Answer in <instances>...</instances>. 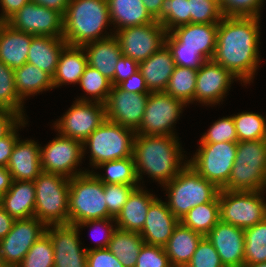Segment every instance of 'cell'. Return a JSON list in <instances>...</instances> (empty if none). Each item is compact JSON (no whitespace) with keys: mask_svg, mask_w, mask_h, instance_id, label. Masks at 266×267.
<instances>
[{"mask_svg":"<svg viewBox=\"0 0 266 267\" xmlns=\"http://www.w3.org/2000/svg\"><path fill=\"white\" fill-rule=\"evenodd\" d=\"M259 17H225L218 24L213 61L245 84L253 82L259 69Z\"/></svg>","mask_w":266,"mask_h":267,"instance_id":"cell-1","label":"cell"},{"mask_svg":"<svg viewBox=\"0 0 266 267\" xmlns=\"http://www.w3.org/2000/svg\"><path fill=\"white\" fill-rule=\"evenodd\" d=\"M183 152L177 136L135 135L133 158L139 184L144 173L161 187L171 181L188 164L183 162Z\"/></svg>","mask_w":266,"mask_h":267,"instance_id":"cell-2","label":"cell"},{"mask_svg":"<svg viewBox=\"0 0 266 267\" xmlns=\"http://www.w3.org/2000/svg\"><path fill=\"white\" fill-rule=\"evenodd\" d=\"M112 25L107 0H70L63 17V39L71 46H84L90 42L109 38Z\"/></svg>","mask_w":266,"mask_h":267,"instance_id":"cell-3","label":"cell"},{"mask_svg":"<svg viewBox=\"0 0 266 267\" xmlns=\"http://www.w3.org/2000/svg\"><path fill=\"white\" fill-rule=\"evenodd\" d=\"M218 24L189 23L168 32L165 45L171 51L176 66L198 70L212 60L217 43Z\"/></svg>","mask_w":266,"mask_h":267,"instance_id":"cell-4","label":"cell"},{"mask_svg":"<svg viewBox=\"0 0 266 267\" xmlns=\"http://www.w3.org/2000/svg\"><path fill=\"white\" fill-rule=\"evenodd\" d=\"M163 188L169 198L166 205L179 220L193 207L212 201L220 190L189 164Z\"/></svg>","mask_w":266,"mask_h":267,"instance_id":"cell-5","label":"cell"},{"mask_svg":"<svg viewBox=\"0 0 266 267\" xmlns=\"http://www.w3.org/2000/svg\"><path fill=\"white\" fill-rule=\"evenodd\" d=\"M229 191H261L266 189V139L239 141L229 181Z\"/></svg>","mask_w":266,"mask_h":267,"instance_id":"cell-6","label":"cell"},{"mask_svg":"<svg viewBox=\"0 0 266 267\" xmlns=\"http://www.w3.org/2000/svg\"><path fill=\"white\" fill-rule=\"evenodd\" d=\"M104 184L92 173L69 179L68 224L109 218Z\"/></svg>","mask_w":266,"mask_h":267,"instance_id":"cell-7","label":"cell"},{"mask_svg":"<svg viewBox=\"0 0 266 267\" xmlns=\"http://www.w3.org/2000/svg\"><path fill=\"white\" fill-rule=\"evenodd\" d=\"M34 217L47 225L68 224L69 178L42 171L34 180Z\"/></svg>","mask_w":266,"mask_h":267,"instance_id":"cell-8","label":"cell"},{"mask_svg":"<svg viewBox=\"0 0 266 267\" xmlns=\"http://www.w3.org/2000/svg\"><path fill=\"white\" fill-rule=\"evenodd\" d=\"M135 135L134 130L106 119L83 142V156L88 147L90 165L94 168L104 162L133 157Z\"/></svg>","mask_w":266,"mask_h":267,"instance_id":"cell-9","label":"cell"},{"mask_svg":"<svg viewBox=\"0 0 266 267\" xmlns=\"http://www.w3.org/2000/svg\"><path fill=\"white\" fill-rule=\"evenodd\" d=\"M264 190H219L220 221L241 229H247L266 218Z\"/></svg>","mask_w":266,"mask_h":267,"instance_id":"cell-10","label":"cell"},{"mask_svg":"<svg viewBox=\"0 0 266 267\" xmlns=\"http://www.w3.org/2000/svg\"><path fill=\"white\" fill-rule=\"evenodd\" d=\"M188 164L202 177L223 189L231 174L236 159L237 143L222 142L200 144Z\"/></svg>","mask_w":266,"mask_h":267,"instance_id":"cell-11","label":"cell"},{"mask_svg":"<svg viewBox=\"0 0 266 267\" xmlns=\"http://www.w3.org/2000/svg\"><path fill=\"white\" fill-rule=\"evenodd\" d=\"M184 107L187 105L182 100L165 92H150L142 122L135 134L177 136L173 129Z\"/></svg>","mask_w":266,"mask_h":267,"instance_id":"cell-12","label":"cell"},{"mask_svg":"<svg viewBox=\"0 0 266 267\" xmlns=\"http://www.w3.org/2000/svg\"><path fill=\"white\" fill-rule=\"evenodd\" d=\"M57 135L46 146L41 147L40 144L42 171L59 174L69 179L88 172L76 169L84 158L83 142L62 136L59 133Z\"/></svg>","mask_w":266,"mask_h":267,"instance_id":"cell-13","label":"cell"},{"mask_svg":"<svg viewBox=\"0 0 266 267\" xmlns=\"http://www.w3.org/2000/svg\"><path fill=\"white\" fill-rule=\"evenodd\" d=\"M105 120L104 103L75 100L53 127L62 136L84 142Z\"/></svg>","mask_w":266,"mask_h":267,"instance_id":"cell-14","label":"cell"},{"mask_svg":"<svg viewBox=\"0 0 266 267\" xmlns=\"http://www.w3.org/2000/svg\"><path fill=\"white\" fill-rule=\"evenodd\" d=\"M166 30L159 22L125 27L114 32L121 53L140 63L157 52L164 44Z\"/></svg>","mask_w":266,"mask_h":267,"instance_id":"cell-15","label":"cell"},{"mask_svg":"<svg viewBox=\"0 0 266 267\" xmlns=\"http://www.w3.org/2000/svg\"><path fill=\"white\" fill-rule=\"evenodd\" d=\"M63 17L56 10L29 1L7 20V24L34 36L63 38Z\"/></svg>","mask_w":266,"mask_h":267,"instance_id":"cell-16","label":"cell"},{"mask_svg":"<svg viewBox=\"0 0 266 267\" xmlns=\"http://www.w3.org/2000/svg\"><path fill=\"white\" fill-rule=\"evenodd\" d=\"M36 217L15 220L10 232L0 240V262L17 267L32 245L46 231Z\"/></svg>","mask_w":266,"mask_h":267,"instance_id":"cell-17","label":"cell"},{"mask_svg":"<svg viewBox=\"0 0 266 267\" xmlns=\"http://www.w3.org/2000/svg\"><path fill=\"white\" fill-rule=\"evenodd\" d=\"M80 230L71 224L47 225L54 248V267H87V250L80 246Z\"/></svg>","mask_w":266,"mask_h":267,"instance_id":"cell-18","label":"cell"},{"mask_svg":"<svg viewBox=\"0 0 266 267\" xmlns=\"http://www.w3.org/2000/svg\"><path fill=\"white\" fill-rule=\"evenodd\" d=\"M149 94H134L112 86L105 104L106 119L136 131L143 119Z\"/></svg>","mask_w":266,"mask_h":267,"instance_id":"cell-19","label":"cell"},{"mask_svg":"<svg viewBox=\"0 0 266 267\" xmlns=\"http://www.w3.org/2000/svg\"><path fill=\"white\" fill-rule=\"evenodd\" d=\"M234 79L238 80L229 70L213 60L206 61L197 70L194 102L205 106L220 104L230 89Z\"/></svg>","mask_w":266,"mask_h":267,"instance_id":"cell-20","label":"cell"},{"mask_svg":"<svg viewBox=\"0 0 266 267\" xmlns=\"http://www.w3.org/2000/svg\"><path fill=\"white\" fill-rule=\"evenodd\" d=\"M218 252L224 267L244 264V229L219 221L206 235Z\"/></svg>","mask_w":266,"mask_h":267,"instance_id":"cell-21","label":"cell"},{"mask_svg":"<svg viewBox=\"0 0 266 267\" xmlns=\"http://www.w3.org/2000/svg\"><path fill=\"white\" fill-rule=\"evenodd\" d=\"M179 222L166 202L157 197L149 206L145 224L139 234L145 244L164 247Z\"/></svg>","mask_w":266,"mask_h":267,"instance_id":"cell-22","label":"cell"},{"mask_svg":"<svg viewBox=\"0 0 266 267\" xmlns=\"http://www.w3.org/2000/svg\"><path fill=\"white\" fill-rule=\"evenodd\" d=\"M34 140L16 141L7 164L13 181H34L42 172L40 146Z\"/></svg>","mask_w":266,"mask_h":267,"instance_id":"cell-23","label":"cell"},{"mask_svg":"<svg viewBox=\"0 0 266 267\" xmlns=\"http://www.w3.org/2000/svg\"><path fill=\"white\" fill-rule=\"evenodd\" d=\"M171 51L164 44L157 52L139 63L149 92H164L175 68Z\"/></svg>","mask_w":266,"mask_h":267,"instance_id":"cell-24","label":"cell"},{"mask_svg":"<svg viewBox=\"0 0 266 267\" xmlns=\"http://www.w3.org/2000/svg\"><path fill=\"white\" fill-rule=\"evenodd\" d=\"M156 198L155 195L144 190L142 186L135 188L115 218L116 227L140 233L145 224L149 206Z\"/></svg>","mask_w":266,"mask_h":267,"instance_id":"cell-25","label":"cell"},{"mask_svg":"<svg viewBox=\"0 0 266 267\" xmlns=\"http://www.w3.org/2000/svg\"><path fill=\"white\" fill-rule=\"evenodd\" d=\"M34 35L19 31L7 23L0 31V61L13 70L27 62Z\"/></svg>","mask_w":266,"mask_h":267,"instance_id":"cell-26","label":"cell"},{"mask_svg":"<svg viewBox=\"0 0 266 267\" xmlns=\"http://www.w3.org/2000/svg\"><path fill=\"white\" fill-rule=\"evenodd\" d=\"M88 65L94 67L110 81L114 79L115 67L121 53L119 41L113 35L109 38L90 42L82 46Z\"/></svg>","mask_w":266,"mask_h":267,"instance_id":"cell-27","label":"cell"},{"mask_svg":"<svg viewBox=\"0 0 266 267\" xmlns=\"http://www.w3.org/2000/svg\"><path fill=\"white\" fill-rule=\"evenodd\" d=\"M36 192L34 181H13L0 198L3 209L15 220L34 216Z\"/></svg>","mask_w":266,"mask_h":267,"instance_id":"cell-28","label":"cell"},{"mask_svg":"<svg viewBox=\"0 0 266 267\" xmlns=\"http://www.w3.org/2000/svg\"><path fill=\"white\" fill-rule=\"evenodd\" d=\"M67 45L63 38L35 36L29 47L27 63L35 65L53 77L60 54Z\"/></svg>","mask_w":266,"mask_h":267,"instance_id":"cell-29","label":"cell"},{"mask_svg":"<svg viewBox=\"0 0 266 267\" xmlns=\"http://www.w3.org/2000/svg\"><path fill=\"white\" fill-rule=\"evenodd\" d=\"M204 236L194 232L181 222L176 226L169 241L164 246L172 267H185L197 249L200 240Z\"/></svg>","mask_w":266,"mask_h":267,"instance_id":"cell-30","label":"cell"},{"mask_svg":"<svg viewBox=\"0 0 266 267\" xmlns=\"http://www.w3.org/2000/svg\"><path fill=\"white\" fill-rule=\"evenodd\" d=\"M87 65V57L83 47L67 45L60 54L52 77L54 88L72 83L79 84Z\"/></svg>","mask_w":266,"mask_h":267,"instance_id":"cell-31","label":"cell"},{"mask_svg":"<svg viewBox=\"0 0 266 267\" xmlns=\"http://www.w3.org/2000/svg\"><path fill=\"white\" fill-rule=\"evenodd\" d=\"M110 20L115 30L155 22L142 0H107Z\"/></svg>","mask_w":266,"mask_h":267,"instance_id":"cell-32","label":"cell"},{"mask_svg":"<svg viewBox=\"0 0 266 267\" xmlns=\"http://www.w3.org/2000/svg\"><path fill=\"white\" fill-rule=\"evenodd\" d=\"M14 80L16 92L23 102L26 97L54 88L52 77L47 72L27 62L14 70Z\"/></svg>","mask_w":266,"mask_h":267,"instance_id":"cell-33","label":"cell"},{"mask_svg":"<svg viewBox=\"0 0 266 267\" xmlns=\"http://www.w3.org/2000/svg\"><path fill=\"white\" fill-rule=\"evenodd\" d=\"M144 244L139 232L126 231L116 227L112 233L108 249L123 264V267H135Z\"/></svg>","mask_w":266,"mask_h":267,"instance_id":"cell-34","label":"cell"},{"mask_svg":"<svg viewBox=\"0 0 266 267\" xmlns=\"http://www.w3.org/2000/svg\"><path fill=\"white\" fill-rule=\"evenodd\" d=\"M219 221L218 195L208 203L193 207L180 219L184 226L203 236H206Z\"/></svg>","mask_w":266,"mask_h":267,"instance_id":"cell-35","label":"cell"},{"mask_svg":"<svg viewBox=\"0 0 266 267\" xmlns=\"http://www.w3.org/2000/svg\"><path fill=\"white\" fill-rule=\"evenodd\" d=\"M102 168L105 173L97 174L92 172L103 184H127L141 186L137 177L135 162L133 157L112 160L101 163L96 169Z\"/></svg>","mask_w":266,"mask_h":267,"instance_id":"cell-36","label":"cell"},{"mask_svg":"<svg viewBox=\"0 0 266 267\" xmlns=\"http://www.w3.org/2000/svg\"><path fill=\"white\" fill-rule=\"evenodd\" d=\"M196 79V69L175 66L164 92L176 99L182 100L186 105L193 104Z\"/></svg>","mask_w":266,"mask_h":267,"instance_id":"cell-37","label":"cell"},{"mask_svg":"<svg viewBox=\"0 0 266 267\" xmlns=\"http://www.w3.org/2000/svg\"><path fill=\"white\" fill-rule=\"evenodd\" d=\"M79 85L82 90L86 92L89 96H80L78 97L79 101H94L105 103L108 95L111 91V81L103 76L98 70L94 67L87 65L85 71L83 72Z\"/></svg>","mask_w":266,"mask_h":267,"instance_id":"cell-38","label":"cell"},{"mask_svg":"<svg viewBox=\"0 0 266 267\" xmlns=\"http://www.w3.org/2000/svg\"><path fill=\"white\" fill-rule=\"evenodd\" d=\"M244 263L266 262V218L244 229Z\"/></svg>","mask_w":266,"mask_h":267,"instance_id":"cell-39","label":"cell"},{"mask_svg":"<svg viewBox=\"0 0 266 267\" xmlns=\"http://www.w3.org/2000/svg\"><path fill=\"white\" fill-rule=\"evenodd\" d=\"M232 117L238 142L266 139V118L261 114L246 111Z\"/></svg>","mask_w":266,"mask_h":267,"instance_id":"cell-40","label":"cell"},{"mask_svg":"<svg viewBox=\"0 0 266 267\" xmlns=\"http://www.w3.org/2000/svg\"><path fill=\"white\" fill-rule=\"evenodd\" d=\"M170 32L174 28L190 23V3L188 0H163L159 14L154 18Z\"/></svg>","mask_w":266,"mask_h":267,"instance_id":"cell-41","label":"cell"},{"mask_svg":"<svg viewBox=\"0 0 266 267\" xmlns=\"http://www.w3.org/2000/svg\"><path fill=\"white\" fill-rule=\"evenodd\" d=\"M23 104L15 89L14 70L0 61V108L14 111L25 119Z\"/></svg>","mask_w":266,"mask_h":267,"instance_id":"cell-42","label":"cell"},{"mask_svg":"<svg viewBox=\"0 0 266 267\" xmlns=\"http://www.w3.org/2000/svg\"><path fill=\"white\" fill-rule=\"evenodd\" d=\"M17 267H54V248L46 233L32 245Z\"/></svg>","mask_w":266,"mask_h":267,"instance_id":"cell-43","label":"cell"},{"mask_svg":"<svg viewBox=\"0 0 266 267\" xmlns=\"http://www.w3.org/2000/svg\"><path fill=\"white\" fill-rule=\"evenodd\" d=\"M199 144H212L222 142L238 143V136L232 116L216 120L205 132Z\"/></svg>","mask_w":266,"mask_h":267,"instance_id":"cell-44","label":"cell"},{"mask_svg":"<svg viewBox=\"0 0 266 267\" xmlns=\"http://www.w3.org/2000/svg\"><path fill=\"white\" fill-rule=\"evenodd\" d=\"M190 3V23L219 24L222 14L219 1L188 0Z\"/></svg>","mask_w":266,"mask_h":267,"instance_id":"cell-45","label":"cell"},{"mask_svg":"<svg viewBox=\"0 0 266 267\" xmlns=\"http://www.w3.org/2000/svg\"><path fill=\"white\" fill-rule=\"evenodd\" d=\"M264 0H219V8L225 17H259Z\"/></svg>","mask_w":266,"mask_h":267,"instance_id":"cell-46","label":"cell"},{"mask_svg":"<svg viewBox=\"0 0 266 267\" xmlns=\"http://www.w3.org/2000/svg\"><path fill=\"white\" fill-rule=\"evenodd\" d=\"M139 186L127 184H104V194L109 218H116L123 208L131 192Z\"/></svg>","mask_w":266,"mask_h":267,"instance_id":"cell-47","label":"cell"},{"mask_svg":"<svg viewBox=\"0 0 266 267\" xmlns=\"http://www.w3.org/2000/svg\"><path fill=\"white\" fill-rule=\"evenodd\" d=\"M185 267H224L218 252L204 236L195 250L191 261Z\"/></svg>","mask_w":266,"mask_h":267,"instance_id":"cell-48","label":"cell"},{"mask_svg":"<svg viewBox=\"0 0 266 267\" xmlns=\"http://www.w3.org/2000/svg\"><path fill=\"white\" fill-rule=\"evenodd\" d=\"M135 267H172L164 247L144 244Z\"/></svg>","mask_w":266,"mask_h":267,"instance_id":"cell-49","label":"cell"},{"mask_svg":"<svg viewBox=\"0 0 266 267\" xmlns=\"http://www.w3.org/2000/svg\"><path fill=\"white\" fill-rule=\"evenodd\" d=\"M114 222H115L114 218H104V219L88 220V221L76 224L75 226L78 229H81L83 227H90V229L91 228L93 229V227H94V230L96 229V231H94L95 233L97 232V227L98 228H104L102 230V231H104V232H102V233H104V235H103L104 237H102L103 239L102 240H98L97 239L96 240L97 244H95V247H92V248H87L86 247L85 249L87 251H90V250H93V249L96 250V249L108 248L109 242H110L111 237H112V233L116 229V225L114 224ZM112 223L114 225H112ZM92 237H94V236L92 235ZM93 240H94V238H93Z\"/></svg>","mask_w":266,"mask_h":267,"instance_id":"cell-50","label":"cell"},{"mask_svg":"<svg viewBox=\"0 0 266 267\" xmlns=\"http://www.w3.org/2000/svg\"><path fill=\"white\" fill-rule=\"evenodd\" d=\"M87 267H123V264L108 249L87 251Z\"/></svg>","mask_w":266,"mask_h":267,"instance_id":"cell-51","label":"cell"},{"mask_svg":"<svg viewBox=\"0 0 266 267\" xmlns=\"http://www.w3.org/2000/svg\"><path fill=\"white\" fill-rule=\"evenodd\" d=\"M26 125V118L22 119L5 137L0 139V166L7 167L13 148L19 139L17 131Z\"/></svg>","mask_w":266,"mask_h":267,"instance_id":"cell-52","label":"cell"},{"mask_svg":"<svg viewBox=\"0 0 266 267\" xmlns=\"http://www.w3.org/2000/svg\"><path fill=\"white\" fill-rule=\"evenodd\" d=\"M139 70V63L130 57L121 55L115 67L114 79L111 81L112 86H118L132 74Z\"/></svg>","mask_w":266,"mask_h":267,"instance_id":"cell-53","label":"cell"},{"mask_svg":"<svg viewBox=\"0 0 266 267\" xmlns=\"http://www.w3.org/2000/svg\"><path fill=\"white\" fill-rule=\"evenodd\" d=\"M118 87L126 92L134 93V94H149V90L147 88L145 79L143 75L138 70L134 74H132L125 81L121 82Z\"/></svg>","mask_w":266,"mask_h":267,"instance_id":"cell-54","label":"cell"},{"mask_svg":"<svg viewBox=\"0 0 266 267\" xmlns=\"http://www.w3.org/2000/svg\"><path fill=\"white\" fill-rule=\"evenodd\" d=\"M22 119L18 113L0 108V139L5 137Z\"/></svg>","mask_w":266,"mask_h":267,"instance_id":"cell-55","label":"cell"},{"mask_svg":"<svg viewBox=\"0 0 266 267\" xmlns=\"http://www.w3.org/2000/svg\"><path fill=\"white\" fill-rule=\"evenodd\" d=\"M30 0H0L2 17L7 21Z\"/></svg>","mask_w":266,"mask_h":267,"instance_id":"cell-56","label":"cell"},{"mask_svg":"<svg viewBox=\"0 0 266 267\" xmlns=\"http://www.w3.org/2000/svg\"><path fill=\"white\" fill-rule=\"evenodd\" d=\"M30 1H33L40 6L56 10L60 12L63 16L67 10L68 4L70 3V0H30Z\"/></svg>","mask_w":266,"mask_h":267,"instance_id":"cell-57","label":"cell"},{"mask_svg":"<svg viewBox=\"0 0 266 267\" xmlns=\"http://www.w3.org/2000/svg\"><path fill=\"white\" fill-rule=\"evenodd\" d=\"M15 219L12 218L0 204V240L12 229Z\"/></svg>","mask_w":266,"mask_h":267,"instance_id":"cell-58","label":"cell"},{"mask_svg":"<svg viewBox=\"0 0 266 267\" xmlns=\"http://www.w3.org/2000/svg\"><path fill=\"white\" fill-rule=\"evenodd\" d=\"M13 179L7 167L0 166V198L10 189Z\"/></svg>","mask_w":266,"mask_h":267,"instance_id":"cell-59","label":"cell"},{"mask_svg":"<svg viewBox=\"0 0 266 267\" xmlns=\"http://www.w3.org/2000/svg\"><path fill=\"white\" fill-rule=\"evenodd\" d=\"M142 2L149 14L155 18L161 10L163 0H142Z\"/></svg>","mask_w":266,"mask_h":267,"instance_id":"cell-60","label":"cell"},{"mask_svg":"<svg viewBox=\"0 0 266 267\" xmlns=\"http://www.w3.org/2000/svg\"><path fill=\"white\" fill-rule=\"evenodd\" d=\"M242 267H266V262L256 264L244 263Z\"/></svg>","mask_w":266,"mask_h":267,"instance_id":"cell-61","label":"cell"},{"mask_svg":"<svg viewBox=\"0 0 266 267\" xmlns=\"http://www.w3.org/2000/svg\"><path fill=\"white\" fill-rule=\"evenodd\" d=\"M7 23V21L2 17V15L0 14V31L2 30V28L5 26V24Z\"/></svg>","mask_w":266,"mask_h":267,"instance_id":"cell-62","label":"cell"},{"mask_svg":"<svg viewBox=\"0 0 266 267\" xmlns=\"http://www.w3.org/2000/svg\"><path fill=\"white\" fill-rule=\"evenodd\" d=\"M0 267H13V266H10V265H7V264H5V263H1V262H0Z\"/></svg>","mask_w":266,"mask_h":267,"instance_id":"cell-63","label":"cell"}]
</instances>
